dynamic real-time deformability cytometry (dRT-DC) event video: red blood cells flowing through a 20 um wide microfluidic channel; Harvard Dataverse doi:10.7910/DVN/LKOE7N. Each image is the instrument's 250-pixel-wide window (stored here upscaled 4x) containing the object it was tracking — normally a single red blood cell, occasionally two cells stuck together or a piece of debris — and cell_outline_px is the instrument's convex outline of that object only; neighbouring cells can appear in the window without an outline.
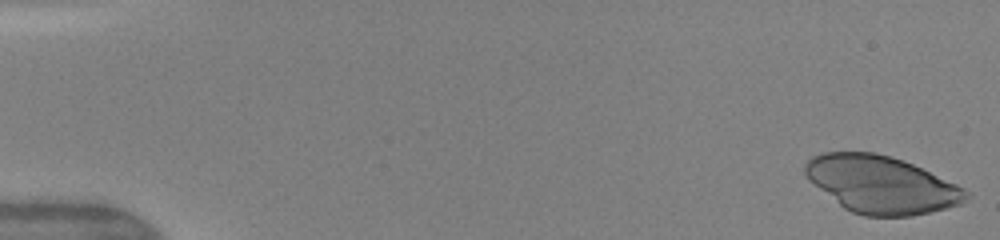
{"species": "human", "species_latin": "Homo sapiens", "temperature_condition": "warm", "stored_images_in_passage": 48, "camera_frame_rate_fps": 3000, "um_per_image_px": 0.085, "donor": {"sex": "female"}, "frame": {"image": 1, "passage_image": 1, "time_ms": 0.0, "image_size_px": [1000, 240], "cell_outline_px": [[968, 196], [960, 204], [912, 216], [864, 216], [852, 212], [844, 208], [808, 180], [804, 172], [804, 164], [812, 156], [824, 152], [876, 152], [912, 164], [956, 184], [964, 188], [968, 192]], "centroid_in_image_um": [74.86, 15.68], "position_along_channel_um": 10.1, "area_um2": 53.18}}